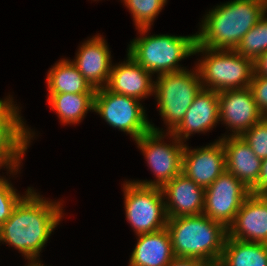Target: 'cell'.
<instances>
[{
  "instance_id": "836d02e7",
  "label": "cell",
  "mask_w": 267,
  "mask_h": 266,
  "mask_svg": "<svg viewBox=\"0 0 267 266\" xmlns=\"http://www.w3.org/2000/svg\"><path fill=\"white\" fill-rule=\"evenodd\" d=\"M25 266H44V265L42 264L41 261V262H28V264Z\"/></svg>"
},
{
  "instance_id": "83f0119b",
  "label": "cell",
  "mask_w": 267,
  "mask_h": 266,
  "mask_svg": "<svg viewBox=\"0 0 267 266\" xmlns=\"http://www.w3.org/2000/svg\"><path fill=\"white\" fill-rule=\"evenodd\" d=\"M249 88L261 114L267 117V77L254 73Z\"/></svg>"
},
{
  "instance_id": "484cf974",
  "label": "cell",
  "mask_w": 267,
  "mask_h": 266,
  "mask_svg": "<svg viewBox=\"0 0 267 266\" xmlns=\"http://www.w3.org/2000/svg\"><path fill=\"white\" fill-rule=\"evenodd\" d=\"M241 137L251 147L255 155L261 159L267 157V117L256 123Z\"/></svg>"
},
{
  "instance_id": "7c38bea8",
  "label": "cell",
  "mask_w": 267,
  "mask_h": 266,
  "mask_svg": "<svg viewBox=\"0 0 267 266\" xmlns=\"http://www.w3.org/2000/svg\"><path fill=\"white\" fill-rule=\"evenodd\" d=\"M226 171L225 150L219 139L206 146L191 149L185 143L182 173L206 188Z\"/></svg>"
},
{
  "instance_id": "ac0fdd59",
  "label": "cell",
  "mask_w": 267,
  "mask_h": 266,
  "mask_svg": "<svg viewBox=\"0 0 267 266\" xmlns=\"http://www.w3.org/2000/svg\"><path fill=\"white\" fill-rule=\"evenodd\" d=\"M122 63L112 64L106 88L114 93L142 100L154 95L152 74L138 64L128 53Z\"/></svg>"
},
{
  "instance_id": "5bb4252c",
  "label": "cell",
  "mask_w": 267,
  "mask_h": 266,
  "mask_svg": "<svg viewBox=\"0 0 267 266\" xmlns=\"http://www.w3.org/2000/svg\"><path fill=\"white\" fill-rule=\"evenodd\" d=\"M112 56L107 41L95 35L84 41L71 62L95 90L106 87L109 81Z\"/></svg>"
},
{
  "instance_id": "ba28073f",
  "label": "cell",
  "mask_w": 267,
  "mask_h": 266,
  "mask_svg": "<svg viewBox=\"0 0 267 266\" xmlns=\"http://www.w3.org/2000/svg\"><path fill=\"white\" fill-rule=\"evenodd\" d=\"M125 216L135 235L159 231L167 225V214L160 187L124 181Z\"/></svg>"
},
{
  "instance_id": "5b68a950",
  "label": "cell",
  "mask_w": 267,
  "mask_h": 266,
  "mask_svg": "<svg viewBox=\"0 0 267 266\" xmlns=\"http://www.w3.org/2000/svg\"><path fill=\"white\" fill-rule=\"evenodd\" d=\"M202 54L196 67L204 89L221 92L247 88L255 72L254 61L235 50H215L196 43L194 55Z\"/></svg>"
},
{
  "instance_id": "277c9868",
  "label": "cell",
  "mask_w": 267,
  "mask_h": 266,
  "mask_svg": "<svg viewBox=\"0 0 267 266\" xmlns=\"http://www.w3.org/2000/svg\"><path fill=\"white\" fill-rule=\"evenodd\" d=\"M152 27L137 28L140 36L128 44L127 53L153 76L186 70L180 61L194 55L196 34L175 36L147 34Z\"/></svg>"
},
{
  "instance_id": "9c48e42d",
  "label": "cell",
  "mask_w": 267,
  "mask_h": 266,
  "mask_svg": "<svg viewBox=\"0 0 267 266\" xmlns=\"http://www.w3.org/2000/svg\"><path fill=\"white\" fill-rule=\"evenodd\" d=\"M144 109L140 100L111 92L106 87L95 91L93 112L109 126L129 134L134 141L152 129Z\"/></svg>"
},
{
  "instance_id": "8992f818",
  "label": "cell",
  "mask_w": 267,
  "mask_h": 266,
  "mask_svg": "<svg viewBox=\"0 0 267 266\" xmlns=\"http://www.w3.org/2000/svg\"><path fill=\"white\" fill-rule=\"evenodd\" d=\"M193 69L162 74L155 79L154 97L167 132H172L180 124L203 88L197 67Z\"/></svg>"
},
{
  "instance_id": "d6986e66",
  "label": "cell",
  "mask_w": 267,
  "mask_h": 266,
  "mask_svg": "<svg viewBox=\"0 0 267 266\" xmlns=\"http://www.w3.org/2000/svg\"><path fill=\"white\" fill-rule=\"evenodd\" d=\"M219 140L225 150L226 171L251 190L259 181L262 159L255 155L241 136L224 134Z\"/></svg>"
},
{
  "instance_id": "6da1fadb",
  "label": "cell",
  "mask_w": 267,
  "mask_h": 266,
  "mask_svg": "<svg viewBox=\"0 0 267 266\" xmlns=\"http://www.w3.org/2000/svg\"><path fill=\"white\" fill-rule=\"evenodd\" d=\"M61 201L45 199L33 187L0 227V243L14 247L28 262H41L40 252L63 218Z\"/></svg>"
},
{
  "instance_id": "ffe728a7",
  "label": "cell",
  "mask_w": 267,
  "mask_h": 266,
  "mask_svg": "<svg viewBox=\"0 0 267 266\" xmlns=\"http://www.w3.org/2000/svg\"><path fill=\"white\" fill-rule=\"evenodd\" d=\"M137 237L128 266H166L175 257L166 227L156 232L139 234Z\"/></svg>"
},
{
  "instance_id": "7a4b0ae2",
  "label": "cell",
  "mask_w": 267,
  "mask_h": 266,
  "mask_svg": "<svg viewBox=\"0 0 267 266\" xmlns=\"http://www.w3.org/2000/svg\"><path fill=\"white\" fill-rule=\"evenodd\" d=\"M202 19L197 44L235 50L241 39L267 13V0H232L213 7Z\"/></svg>"
},
{
  "instance_id": "7402d4cb",
  "label": "cell",
  "mask_w": 267,
  "mask_h": 266,
  "mask_svg": "<svg viewBox=\"0 0 267 266\" xmlns=\"http://www.w3.org/2000/svg\"><path fill=\"white\" fill-rule=\"evenodd\" d=\"M219 262L223 266H267V244L227 236Z\"/></svg>"
},
{
  "instance_id": "44dd1931",
  "label": "cell",
  "mask_w": 267,
  "mask_h": 266,
  "mask_svg": "<svg viewBox=\"0 0 267 266\" xmlns=\"http://www.w3.org/2000/svg\"><path fill=\"white\" fill-rule=\"evenodd\" d=\"M46 77L48 94H95L96 91L67 58L56 62Z\"/></svg>"
},
{
  "instance_id": "52a82bcc",
  "label": "cell",
  "mask_w": 267,
  "mask_h": 266,
  "mask_svg": "<svg viewBox=\"0 0 267 266\" xmlns=\"http://www.w3.org/2000/svg\"><path fill=\"white\" fill-rule=\"evenodd\" d=\"M151 130L135 141L138 149L145 157L148 167L153 172L155 180H133L143 186L162 187L182 172V154L185 144L179 141L171 132H165L154 124ZM163 130V131H162ZM171 143H165L164 138ZM170 136V137H169Z\"/></svg>"
},
{
  "instance_id": "8fae6325",
  "label": "cell",
  "mask_w": 267,
  "mask_h": 266,
  "mask_svg": "<svg viewBox=\"0 0 267 266\" xmlns=\"http://www.w3.org/2000/svg\"><path fill=\"white\" fill-rule=\"evenodd\" d=\"M218 100L219 120L230 136H241L264 118L249 87L218 92Z\"/></svg>"
},
{
  "instance_id": "2e32d148",
  "label": "cell",
  "mask_w": 267,
  "mask_h": 266,
  "mask_svg": "<svg viewBox=\"0 0 267 266\" xmlns=\"http://www.w3.org/2000/svg\"><path fill=\"white\" fill-rule=\"evenodd\" d=\"M219 122L218 92L202 88L180 124L171 133L185 143L192 134H206Z\"/></svg>"
},
{
  "instance_id": "9a60e30c",
  "label": "cell",
  "mask_w": 267,
  "mask_h": 266,
  "mask_svg": "<svg viewBox=\"0 0 267 266\" xmlns=\"http://www.w3.org/2000/svg\"><path fill=\"white\" fill-rule=\"evenodd\" d=\"M161 191L168 218L203 213L205 188L196 184L184 173L181 172L164 184Z\"/></svg>"
},
{
  "instance_id": "e0dca14e",
  "label": "cell",
  "mask_w": 267,
  "mask_h": 266,
  "mask_svg": "<svg viewBox=\"0 0 267 266\" xmlns=\"http://www.w3.org/2000/svg\"><path fill=\"white\" fill-rule=\"evenodd\" d=\"M227 229L228 237L267 244V203L260 195L251 193Z\"/></svg>"
},
{
  "instance_id": "603a6c76",
  "label": "cell",
  "mask_w": 267,
  "mask_h": 266,
  "mask_svg": "<svg viewBox=\"0 0 267 266\" xmlns=\"http://www.w3.org/2000/svg\"><path fill=\"white\" fill-rule=\"evenodd\" d=\"M95 94H48L47 102L58 115L63 125L82 122L88 111L94 109Z\"/></svg>"
},
{
  "instance_id": "30bf717a",
  "label": "cell",
  "mask_w": 267,
  "mask_h": 266,
  "mask_svg": "<svg viewBox=\"0 0 267 266\" xmlns=\"http://www.w3.org/2000/svg\"><path fill=\"white\" fill-rule=\"evenodd\" d=\"M251 191L234 175L224 171L205 188L203 214L227 228Z\"/></svg>"
},
{
  "instance_id": "e575fe53",
  "label": "cell",
  "mask_w": 267,
  "mask_h": 266,
  "mask_svg": "<svg viewBox=\"0 0 267 266\" xmlns=\"http://www.w3.org/2000/svg\"><path fill=\"white\" fill-rule=\"evenodd\" d=\"M208 266H223V265L218 261V262H212Z\"/></svg>"
},
{
  "instance_id": "d6a6232c",
  "label": "cell",
  "mask_w": 267,
  "mask_h": 266,
  "mask_svg": "<svg viewBox=\"0 0 267 266\" xmlns=\"http://www.w3.org/2000/svg\"><path fill=\"white\" fill-rule=\"evenodd\" d=\"M259 195L267 203V189H264Z\"/></svg>"
},
{
  "instance_id": "4316f807",
  "label": "cell",
  "mask_w": 267,
  "mask_h": 266,
  "mask_svg": "<svg viewBox=\"0 0 267 266\" xmlns=\"http://www.w3.org/2000/svg\"><path fill=\"white\" fill-rule=\"evenodd\" d=\"M8 178L0 182V227L6 222L15 206L25 196L17 193Z\"/></svg>"
},
{
  "instance_id": "f546056e",
  "label": "cell",
  "mask_w": 267,
  "mask_h": 266,
  "mask_svg": "<svg viewBox=\"0 0 267 266\" xmlns=\"http://www.w3.org/2000/svg\"><path fill=\"white\" fill-rule=\"evenodd\" d=\"M209 264L210 262L198 258L174 257L166 266H208Z\"/></svg>"
},
{
  "instance_id": "4fadbf2b",
  "label": "cell",
  "mask_w": 267,
  "mask_h": 266,
  "mask_svg": "<svg viewBox=\"0 0 267 266\" xmlns=\"http://www.w3.org/2000/svg\"><path fill=\"white\" fill-rule=\"evenodd\" d=\"M8 96L0 99V157H24L35 131L25 125L20 108Z\"/></svg>"
},
{
  "instance_id": "4dcf8cb0",
  "label": "cell",
  "mask_w": 267,
  "mask_h": 266,
  "mask_svg": "<svg viewBox=\"0 0 267 266\" xmlns=\"http://www.w3.org/2000/svg\"><path fill=\"white\" fill-rule=\"evenodd\" d=\"M264 189H267V157L262 159L259 181L250 191L259 195Z\"/></svg>"
},
{
  "instance_id": "3957f363",
  "label": "cell",
  "mask_w": 267,
  "mask_h": 266,
  "mask_svg": "<svg viewBox=\"0 0 267 266\" xmlns=\"http://www.w3.org/2000/svg\"><path fill=\"white\" fill-rule=\"evenodd\" d=\"M166 228L175 257L220 261L228 236V229L221 222L202 213L168 218Z\"/></svg>"
},
{
  "instance_id": "cb8c5ba5",
  "label": "cell",
  "mask_w": 267,
  "mask_h": 266,
  "mask_svg": "<svg viewBox=\"0 0 267 266\" xmlns=\"http://www.w3.org/2000/svg\"><path fill=\"white\" fill-rule=\"evenodd\" d=\"M235 51L240 55L256 61L267 51V14L243 36Z\"/></svg>"
},
{
  "instance_id": "f1b7e54d",
  "label": "cell",
  "mask_w": 267,
  "mask_h": 266,
  "mask_svg": "<svg viewBox=\"0 0 267 266\" xmlns=\"http://www.w3.org/2000/svg\"><path fill=\"white\" fill-rule=\"evenodd\" d=\"M22 160H24L23 157H0V170L2 167L7 169L10 175H16L18 171L20 172L19 168L21 167ZM6 180V176H0V182Z\"/></svg>"
},
{
  "instance_id": "1f68e13d",
  "label": "cell",
  "mask_w": 267,
  "mask_h": 266,
  "mask_svg": "<svg viewBox=\"0 0 267 266\" xmlns=\"http://www.w3.org/2000/svg\"><path fill=\"white\" fill-rule=\"evenodd\" d=\"M255 74L267 77V51L254 61Z\"/></svg>"
},
{
  "instance_id": "d4e9b609",
  "label": "cell",
  "mask_w": 267,
  "mask_h": 266,
  "mask_svg": "<svg viewBox=\"0 0 267 266\" xmlns=\"http://www.w3.org/2000/svg\"><path fill=\"white\" fill-rule=\"evenodd\" d=\"M128 8L137 28L151 27L167 0H121Z\"/></svg>"
}]
</instances>
